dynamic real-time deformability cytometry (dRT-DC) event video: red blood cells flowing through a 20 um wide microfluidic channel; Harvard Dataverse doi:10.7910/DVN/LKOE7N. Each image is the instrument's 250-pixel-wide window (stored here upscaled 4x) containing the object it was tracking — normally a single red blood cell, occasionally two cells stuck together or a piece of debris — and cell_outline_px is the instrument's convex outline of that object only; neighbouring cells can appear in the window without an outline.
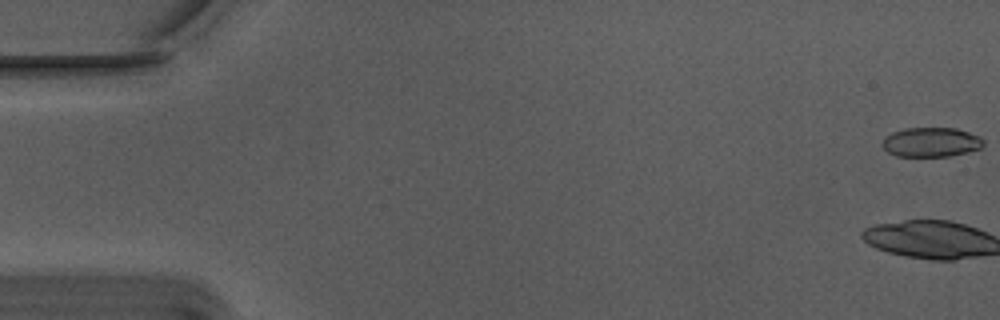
{"species": "Egyptian fruit bat (a non-hibernating species)", "species_latin": "Rousettus aegyptiacus", "temperature_condition": "warm", "stored_images_in_passage": 56, "camera_frame_rate_fps": 3000, "um_per_image_px": 0.085, "animal": {"sex": "male"}, "frame": {"image": 1, "passage_image": 1, "time_ms": 0.0, "image_size_px": [1000, 320], "cell_outline_px": [[984, 144], [980, 148], [968, 152], [948, 156], [896, 156], [888, 152], [880, 144], [892, 132], [904, 128], [956, 128], [980, 136], [984, 140]], "centroid_in_image_um": [79.16, 12.08], "position_along_channel_um": 5.8, "area_um2": 17.34}}